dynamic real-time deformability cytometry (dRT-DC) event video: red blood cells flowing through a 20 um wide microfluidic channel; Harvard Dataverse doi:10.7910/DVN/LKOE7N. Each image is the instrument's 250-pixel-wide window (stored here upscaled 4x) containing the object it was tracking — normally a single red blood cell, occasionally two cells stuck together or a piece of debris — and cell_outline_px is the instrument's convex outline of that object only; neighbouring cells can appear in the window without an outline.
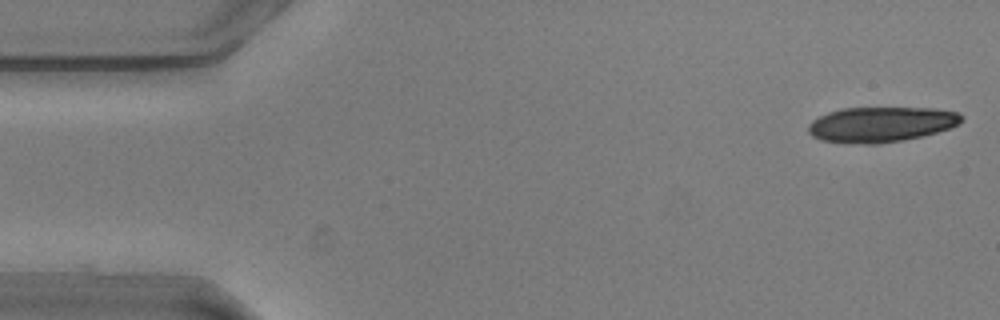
{"species": "common noctule bat (a hibernating species)", "species_latin": "Nyctalus noctula", "temperature_condition": "warm", "stored_images_in_passage": 54, "camera_frame_rate_fps": 3000, "um_per_image_px": 0.085, "animal": {"sex": "male", "body_mass_g": 20.5, "forearm_length_mm": 52.5}, "frame": {"image": 1, "passage_image": 1, "time_ms": 0.0, "image_size_px": [1000, 320], "cell_outline_px": [[964, 120], [960, 124], [936, 132], [920, 136], [880, 144], [864, 144], [824, 140], [812, 136], [808, 132], [808, 124], [812, 120], [828, 112], [844, 108], [936, 108], [960, 112], [964, 116]], "centroid_in_image_um": [74.93, 10.56], "position_along_channel_um": 10.1, "area_um2": 31.39}}
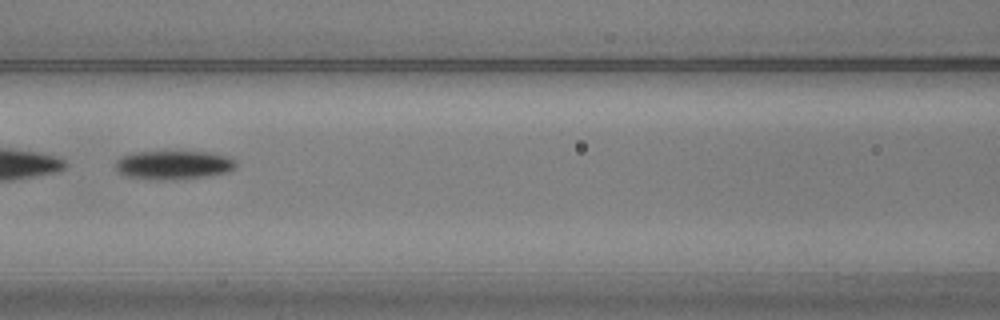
{"frame": {"image": 2, "passage_image": 23, "time_ms": 7.333, "image_size_px": [1000, 320], "cell_outline_px": [[236, 168], [228, 172], [204, 176], [160, 180], [156, 180], [124, 176], [116, 168], [116, 160], [120, 156], [136, 152], [212, 152], [228, 156], [236, 160]], "centroid_in_image_um": [14.76, 14.01], "position_along_channel_um": 151.8, "area_um2": 20.11}}
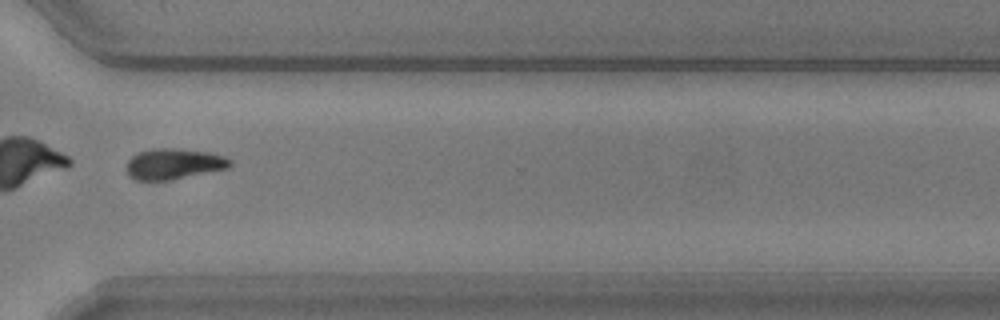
{"frame": {"image": 3, "passage_image": 40, "time_ms": 13.0, "image_size_px": [1000, 320], "cell_outline_px": [[232, 164], [228, 168], [168, 180], [136, 180], [128, 176], [128, 160], [132, 156], [140, 152], [152, 148], [176, 148], [208, 152], [224, 156], [232, 160]], "centroid_in_image_um": [14.78, 13.92], "position_along_channel_um": 355.8, "area_um2": 18.38}, "authors_computed_cell_mechanics": {"area_um2": 21.8773, "velocity_mm_per_s": 3.6073, "shape_relaxation_time_tau1_ms": 2.2917, "shape_relaxation_time_tau2_ms": null, "deformation_change_tau1": 0.1291, "deformation_change_tau2": null}}